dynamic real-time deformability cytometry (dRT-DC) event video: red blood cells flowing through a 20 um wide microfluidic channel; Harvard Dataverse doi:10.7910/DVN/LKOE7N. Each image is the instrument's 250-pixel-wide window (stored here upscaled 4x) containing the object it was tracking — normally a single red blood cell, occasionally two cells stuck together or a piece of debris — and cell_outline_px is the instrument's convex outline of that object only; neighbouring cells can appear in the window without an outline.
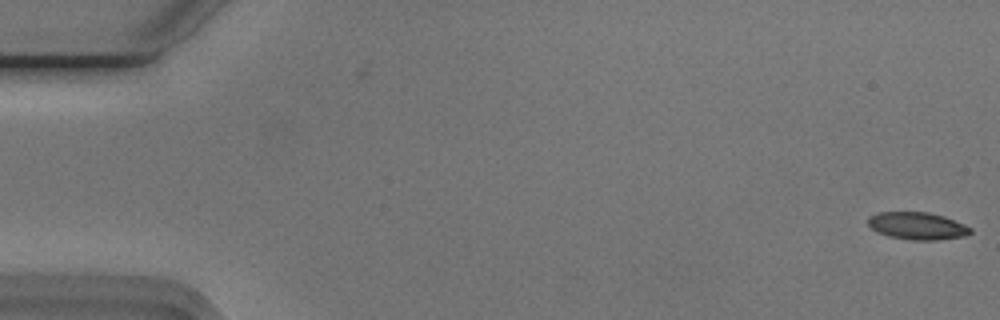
{"species": "Egyptian fruit bat (a non-hibernating species)", "species_latin": "Rousettus aegyptiacus", "temperature_condition": "cold", "stored_images_in_passage": 3, "camera_frame_rate_fps": 3000, "um_per_image_px": 0.085, "animal": {"sex": "male"}, "frame": {"image": 1, "passage_image": 3, "time_ms": 0.667, "image_size_px": [1000, 320], "cell_outline_px": [[972, 232], [964, 236], [936, 240], [912, 240], [888, 236], [876, 232], [868, 224], [868, 216], [876, 212], [928, 212], [944, 216], [964, 224], [972, 228]], "centroid_in_image_um": [77.95, 19.19], "position_along_channel_um": 7.0, "area_um2": 16.42}}